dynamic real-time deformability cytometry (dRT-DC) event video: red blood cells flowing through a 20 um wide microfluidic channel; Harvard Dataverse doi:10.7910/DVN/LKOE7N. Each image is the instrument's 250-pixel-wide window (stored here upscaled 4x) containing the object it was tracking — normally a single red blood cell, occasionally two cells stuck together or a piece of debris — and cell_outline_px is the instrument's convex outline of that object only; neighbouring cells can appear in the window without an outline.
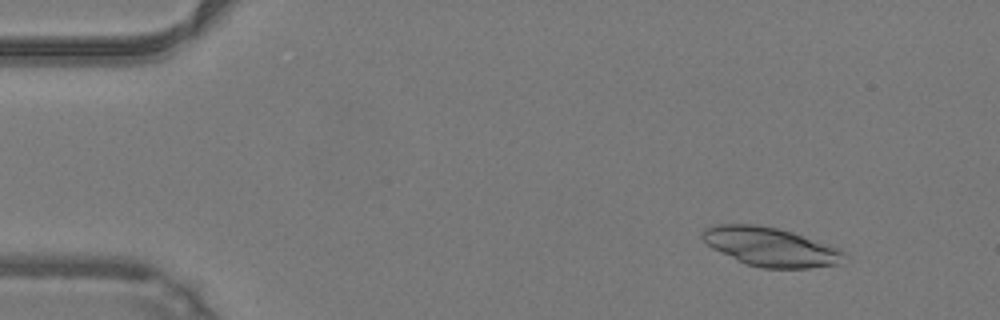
{"species": "common noctule bat (a hibernating species)", "species_latin": "Nyctalus noctula", "temperature_condition": "warm", "stored_images_in_passage": 17, "camera_frame_rate_fps": 3000, "um_per_image_px": 0.085, "animal": {"sex": "male", "body_mass_g": 19.2, "forearm_length_mm": 51.8}, "frame": {"image": 1, "passage_image": 5, "time_ms": 1.333, "image_size_px": [1000, 320], "cell_outline_px": [[844, 252], [840, 264], [808, 268], [760, 268], [736, 260], [712, 248], [700, 236], [700, 232], [704, 228], [716, 224], [756, 224], [776, 228], [792, 232], [840, 248]], "centroid_in_image_um": [65.46, 20.97], "position_along_channel_um": 19.5, "area_um2": 32.02}}